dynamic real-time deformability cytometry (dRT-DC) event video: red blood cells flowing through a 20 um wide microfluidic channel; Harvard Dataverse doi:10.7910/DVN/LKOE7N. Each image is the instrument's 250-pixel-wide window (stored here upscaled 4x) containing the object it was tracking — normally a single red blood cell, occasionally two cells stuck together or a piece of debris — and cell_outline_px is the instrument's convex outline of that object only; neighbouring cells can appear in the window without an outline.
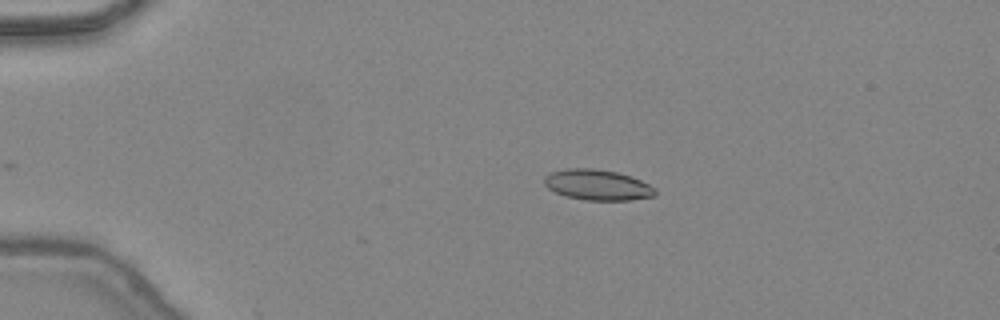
{"species": "common noctule bat (a hibernating species)", "species_latin": "Nyctalus noctula", "temperature_condition": "warm", "stored_images_in_passage": 28, "camera_frame_rate_fps": 3000, "um_per_image_px": 0.085, "animal": {"sex": "female", "body_mass_g": 24.6, "forearm_length_mm": 56.2}, "frame": {"image": 1, "passage_image": 1, "time_ms": 0.0, "image_size_px": [1000, 320], "cell_outline_px": [[656, 196], [632, 200], [584, 200], [564, 196], [548, 188], [544, 184], [544, 176], [552, 172], [564, 168], [592, 168], [616, 172], [632, 176], [656, 188]], "centroid_in_image_um": [50.79, 15.72], "position_along_channel_um": 34.2, "area_um2": 19.94}}
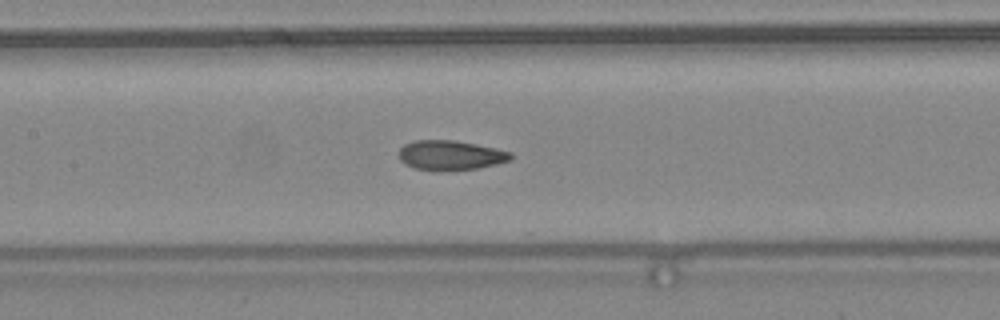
{"frame": {"image": 2, "passage_image": 14, "time_ms": 4.333, "image_size_px": [1000, 320], "cell_outline_px": [[512, 160], [496, 164], [476, 168], [440, 172], [436, 172], [416, 168], [404, 164], [400, 160], [400, 148], [404, 144], [416, 140], [452, 140], [476, 144], [512, 152]], "centroid_in_image_um": [38.28, 13.21], "position_along_channel_um": 169.1, "area_um2": 19.48}}
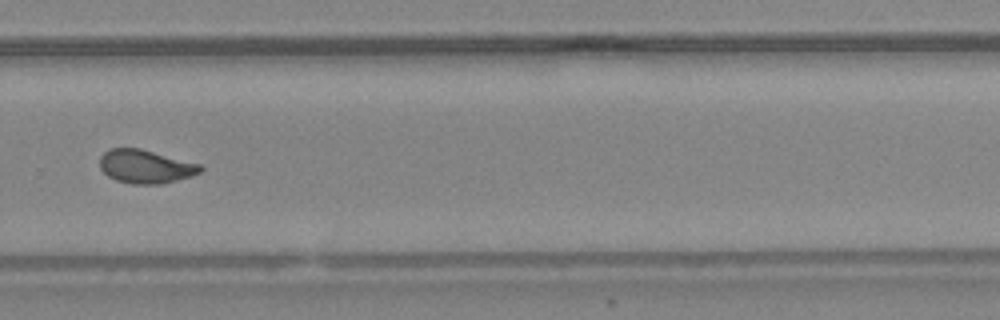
{"frame": {"image": 3, "passage_image": 24, "time_ms": 7.667, "image_size_px": [1000, 320], "cell_outline_px": [[204, 168], [200, 172], [176, 180], [160, 184], [132, 184], [116, 180], [108, 176], [100, 168], [100, 156], [108, 148], [140, 148], [200, 164]], "centroid_in_image_um": [12.34, 14.14], "position_along_channel_um": 317.5, "area_um2": 19.54}, "authors_computed_cell_mechanics": {"area_um2": 19.5653, "velocity_mm_per_s": 4.4681, "shape_relaxation_time_tau1_ms": 7.1708, "shape_relaxation_time_tau2_ms": 1.3859, "deformation_change_tau1": 0.1893, "deformation_change_tau2": 0.0847}}